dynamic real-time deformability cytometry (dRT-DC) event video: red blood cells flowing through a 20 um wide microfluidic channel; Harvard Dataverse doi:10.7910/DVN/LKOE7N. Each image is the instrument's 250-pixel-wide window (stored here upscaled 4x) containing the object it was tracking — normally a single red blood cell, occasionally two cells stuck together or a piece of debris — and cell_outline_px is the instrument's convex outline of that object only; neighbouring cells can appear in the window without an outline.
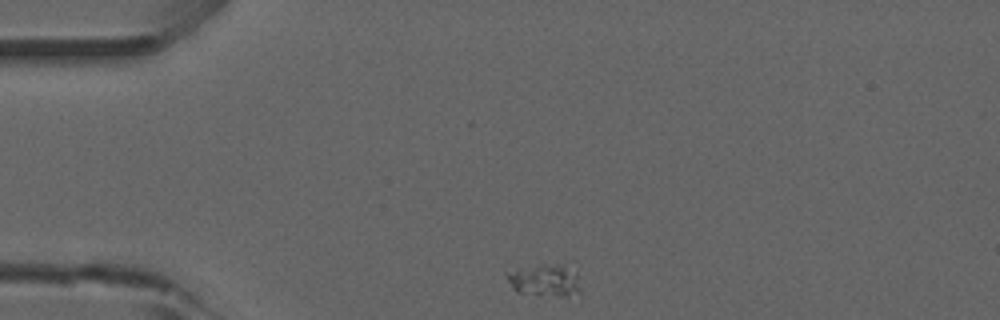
{"species": "common noctule bat (a hibernating species)", "species_latin": "Nyctalus noctula", "temperature_condition": "room temperature", "stored_images_in_passage": 43, "camera_frame_rate_fps": 3000, "um_per_image_px": 0.085, "animal": {"sex": "male", "forearm_length_mm": 52.5}, "frame": {"image": 1, "passage_image": 1, "time_ms": 0.0, "image_size_px": [1000, 320], "cell_outline_px": [[580, 292], [568, 296], [536, 296], [516, 292], [512, 288], [504, 276], [504, 272], [516, 268], [540, 264], [564, 264], [576, 272], [580, 288]], "centroid_in_image_um": [46.24, 23.82], "position_along_channel_um": 38.8, "area_um2": 14.45}}
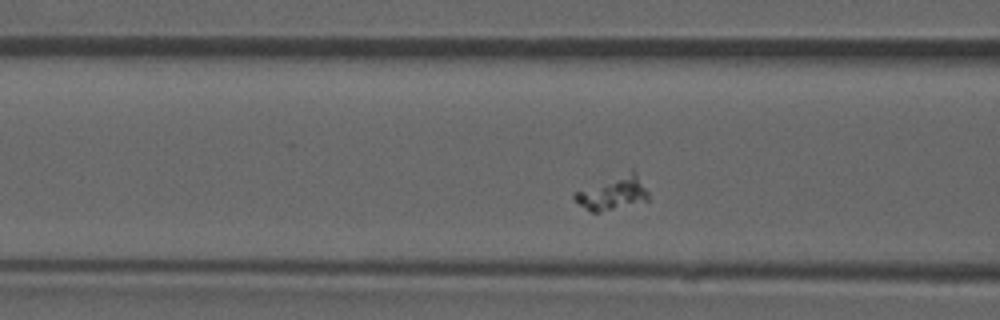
{"frame": {"image": 2, "passage_image": 10, "time_ms": 3.0, "image_size_px": [1000, 320], "cell_outline_px": [[648, 200], [600, 212], [592, 212], [580, 204], [572, 196], [576, 192], [632, 168], [636, 172], [648, 192]], "centroid_in_image_um": [52.13, 16.38], "position_along_channel_um": 114.5, "area_um2": 14.16}}
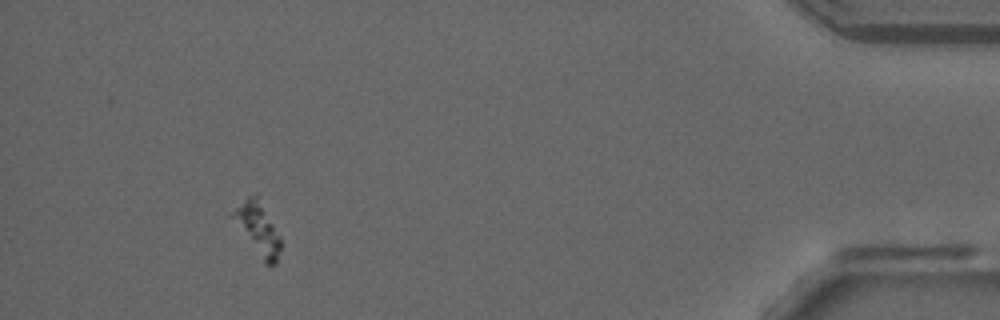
{"frame": {"image": 3, "passage_image": 39, "time_ms": 12.667, "image_size_px": [1000, 320], "cell_outline_px": [[280, 248], [276, 264], [264, 264], [228, 216], [248, 196], [256, 192], [280, 236]], "centroid_in_image_um": [21.88, 19.44], "position_along_channel_um": 413.3, "area_um2": 14.62}}